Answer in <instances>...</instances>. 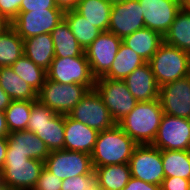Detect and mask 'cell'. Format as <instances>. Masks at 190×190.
<instances>
[{"label":"cell","mask_w":190,"mask_h":190,"mask_svg":"<svg viewBox=\"0 0 190 190\" xmlns=\"http://www.w3.org/2000/svg\"><path fill=\"white\" fill-rule=\"evenodd\" d=\"M93 168L99 175L100 187L108 190H122L131 178L128 163Z\"/></svg>","instance_id":"31"},{"label":"cell","mask_w":190,"mask_h":190,"mask_svg":"<svg viewBox=\"0 0 190 190\" xmlns=\"http://www.w3.org/2000/svg\"><path fill=\"white\" fill-rule=\"evenodd\" d=\"M43 168L44 162L39 159H29L19 153H6L0 176L11 190H33Z\"/></svg>","instance_id":"5"},{"label":"cell","mask_w":190,"mask_h":190,"mask_svg":"<svg viewBox=\"0 0 190 190\" xmlns=\"http://www.w3.org/2000/svg\"><path fill=\"white\" fill-rule=\"evenodd\" d=\"M151 145L160 150H190V119L164 113Z\"/></svg>","instance_id":"13"},{"label":"cell","mask_w":190,"mask_h":190,"mask_svg":"<svg viewBox=\"0 0 190 190\" xmlns=\"http://www.w3.org/2000/svg\"><path fill=\"white\" fill-rule=\"evenodd\" d=\"M138 144L116 123L98 133L91 153L93 167L128 163Z\"/></svg>","instance_id":"2"},{"label":"cell","mask_w":190,"mask_h":190,"mask_svg":"<svg viewBox=\"0 0 190 190\" xmlns=\"http://www.w3.org/2000/svg\"><path fill=\"white\" fill-rule=\"evenodd\" d=\"M6 153L24 154L29 159L45 161L50 151L46 144L29 130L13 131L7 136Z\"/></svg>","instance_id":"20"},{"label":"cell","mask_w":190,"mask_h":190,"mask_svg":"<svg viewBox=\"0 0 190 190\" xmlns=\"http://www.w3.org/2000/svg\"><path fill=\"white\" fill-rule=\"evenodd\" d=\"M96 190H108V189H105L99 186Z\"/></svg>","instance_id":"48"},{"label":"cell","mask_w":190,"mask_h":190,"mask_svg":"<svg viewBox=\"0 0 190 190\" xmlns=\"http://www.w3.org/2000/svg\"><path fill=\"white\" fill-rule=\"evenodd\" d=\"M11 102L12 99L0 86V111H5V109L11 104Z\"/></svg>","instance_id":"42"},{"label":"cell","mask_w":190,"mask_h":190,"mask_svg":"<svg viewBox=\"0 0 190 190\" xmlns=\"http://www.w3.org/2000/svg\"><path fill=\"white\" fill-rule=\"evenodd\" d=\"M143 12L145 28L159 32L163 37L169 31L182 8L179 0H138Z\"/></svg>","instance_id":"16"},{"label":"cell","mask_w":190,"mask_h":190,"mask_svg":"<svg viewBox=\"0 0 190 190\" xmlns=\"http://www.w3.org/2000/svg\"><path fill=\"white\" fill-rule=\"evenodd\" d=\"M128 164L131 177L161 186L165 175L160 149L151 144L137 145Z\"/></svg>","instance_id":"9"},{"label":"cell","mask_w":190,"mask_h":190,"mask_svg":"<svg viewBox=\"0 0 190 190\" xmlns=\"http://www.w3.org/2000/svg\"><path fill=\"white\" fill-rule=\"evenodd\" d=\"M107 2H110L112 5L116 3L123 2L124 0H106Z\"/></svg>","instance_id":"47"},{"label":"cell","mask_w":190,"mask_h":190,"mask_svg":"<svg viewBox=\"0 0 190 190\" xmlns=\"http://www.w3.org/2000/svg\"><path fill=\"white\" fill-rule=\"evenodd\" d=\"M59 9L55 0H22L19 12H31L34 10Z\"/></svg>","instance_id":"37"},{"label":"cell","mask_w":190,"mask_h":190,"mask_svg":"<svg viewBox=\"0 0 190 190\" xmlns=\"http://www.w3.org/2000/svg\"><path fill=\"white\" fill-rule=\"evenodd\" d=\"M6 25V22L0 17V30H2Z\"/></svg>","instance_id":"46"},{"label":"cell","mask_w":190,"mask_h":190,"mask_svg":"<svg viewBox=\"0 0 190 190\" xmlns=\"http://www.w3.org/2000/svg\"><path fill=\"white\" fill-rule=\"evenodd\" d=\"M64 19L84 51L102 33L75 9L64 12Z\"/></svg>","instance_id":"29"},{"label":"cell","mask_w":190,"mask_h":190,"mask_svg":"<svg viewBox=\"0 0 190 190\" xmlns=\"http://www.w3.org/2000/svg\"><path fill=\"white\" fill-rule=\"evenodd\" d=\"M148 63L159 87L190 75V54L165 42Z\"/></svg>","instance_id":"4"},{"label":"cell","mask_w":190,"mask_h":190,"mask_svg":"<svg viewBox=\"0 0 190 190\" xmlns=\"http://www.w3.org/2000/svg\"><path fill=\"white\" fill-rule=\"evenodd\" d=\"M24 55V42L7 24L0 30V67H9Z\"/></svg>","instance_id":"27"},{"label":"cell","mask_w":190,"mask_h":190,"mask_svg":"<svg viewBox=\"0 0 190 190\" xmlns=\"http://www.w3.org/2000/svg\"><path fill=\"white\" fill-rule=\"evenodd\" d=\"M44 167L61 180L86 175L94 170L91 155L65 149L50 151Z\"/></svg>","instance_id":"12"},{"label":"cell","mask_w":190,"mask_h":190,"mask_svg":"<svg viewBox=\"0 0 190 190\" xmlns=\"http://www.w3.org/2000/svg\"><path fill=\"white\" fill-rule=\"evenodd\" d=\"M79 0H55L56 6L63 12L74 10Z\"/></svg>","instance_id":"40"},{"label":"cell","mask_w":190,"mask_h":190,"mask_svg":"<svg viewBox=\"0 0 190 190\" xmlns=\"http://www.w3.org/2000/svg\"><path fill=\"white\" fill-rule=\"evenodd\" d=\"M182 7L187 11L190 12V0H184L182 2Z\"/></svg>","instance_id":"44"},{"label":"cell","mask_w":190,"mask_h":190,"mask_svg":"<svg viewBox=\"0 0 190 190\" xmlns=\"http://www.w3.org/2000/svg\"><path fill=\"white\" fill-rule=\"evenodd\" d=\"M8 147L7 137H0V170L5 163L6 150Z\"/></svg>","instance_id":"41"},{"label":"cell","mask_w":190,"mask_h":190,"mask_svg":"<svg viewBox=\"0 0 190 190\" xmlns=\"http://www.w3.org/2000/svg\"><path fill=\"white\" fill-rule=\"evenodd\" d=\"M32 101L12 100L4 114L9 132L27 130L30 119Z\"/></svg>","instance_id":"33"},{"label":"cell","mask_w":190,"mask_h":190,"mask_svg":"<svg viewBox=\"0 0 190 190\" xmlns=\"http://www.w3.org/2000/svg\"><path fill=\"white\" fill-rule=\"evenodd\" d=\"M9 134L4 111H0V137H7Z\"/></svg>","instance_id":"43"},{"label":"cell","mask_w":190,"mask_h":190,"mask_svg":"<svg viewBox=\"0 0 190 190\" xmlns=\"http://www.w3.org/2000/svg\"><path fill=\"white\" fill-rule=\"evenodd\" d=\"M122 190H160V186L131 177Z\"/></svg>","instance_id":"39"},{"label":"cell","mask_w":190,"mask_h":190,"mask_svg":"<svg viewBox=\"0 0 190 190\" xmlns=\"http://www.w3.org/2000/svg\"><path fill=\"white\" fill-rule=\"evenodd\" d=\"M51 36L54 43L55 58L76 57L84 53V49L71 32L65 19L51 31Z\"/></svg>","instance_id":"23"},{"label":"cell","mask_w":190,"mask_h":190,"mask_svg":"<svg viewBox=\"0 0 190 190\" xmlns=\"http://www.w3.org/2000/svg\"><path fill=\"white\" fill-rule=\"evenodd\" d=\"M0 190H11L2 180H0Z\"/></svg>","instance_id":"45"},{"label":"cell","mask_w":190,"mask_h":190,"mask_svg":"<svg viewBox=\"0 0 190 190\" xmlns=\"http://www.w3.org/2000/svg\"><path fill=\"white\" fill-rule=\"evenodd\" d=\"M122 39L109 31L102 32L84 51L92 75L97 79L111 68Z\"/></svg>","instance_id":"14"},{"label":"cell","mask_w":190,"mask_h":190,"mask_svg":"<svg viewBox=\"0 0 190 190\" xmlns=\"http://www.w3.org/2000/svg\"><path fill=\"white\" fill-rule=\"evenodd\" d=\"M22 0H0V17L10 24L18 15Z\"/></svg>","instance_id":"36"},{"label":"cell","mask_w":190,"mask_h":190,"mask_svg":"<svg viewBox=\"0 0 190 190\" xmlns=\"http://www.w3.org/2000/svg\"><path fill=\"white\" fill-rule=\"evenodd\" d=\"M143 28L145 23L138 0H124L112 5L109 32L123 39Z\"/></svg>","instance_id":"15"},{"label":"cell","mask_w":190,"mask_h":190,"mask_svg":"<svg viewBox=\"0 0 190 190\" xmlns=\"http://www.w3.org/2000/svg\"><path fill=\"white\" fill-rule=\"evenodd\" d=\"M61 187L62 180L44 167L33 190H61Z\"/></svg>","instance_id":"35"},{"label":"cell","mask_w":190,"mask_h":190,"mask_svg":"<svg viewBox=\"0 0 190 190\" xmlns=\"http://www.w3.org/2000/svg\"><path fill=\"white\" fill-rule=\"evenodd\" d=\"M112 4L106 0H79L76 11L102 32L108 31Z\"/></svg>","instance_id":"26"},{"label":"cell","mask_w":190,"mask_h":190,"mask_svg":"<svg viewBox=\"0 0 190 190\" xmlns=\"http://www.w3.org/2000/svg\"><path fill=\"white\" fill-rule=\"evenodd\" d=\"M124 82L130 93L138 102L159 99L160 87L156 82L148 62L136 68L124 79Z\"/></svg>","instance_id":"19"},{"label":"cell","mask_w":190,"mask_h":190,"mask_svg":"<svg viewBox=\"0 0 190 190\" xmlns=\"http://www.w3.org/2000/svg\"><path fill=\"white\" fill-rule=\"evenodd\" d=\"M164 42L190 54V12L183 7L164 35Z\"/></svg>","instance_id":"28"},{"label":"cell","mask_w":190,"mask_h":190,"mask_svg":"<svg viewBox=\"0 0 190 190\" xmlns=\"http://www.w3.org/2000/svg\"><path fill=\"white\" fill-rule=\"evenodd\" d=\"M164 113L159 99L137 102L135 108L117 124L138 145L152 144Z\"/></svg>","instance_id":"1"},{"label":"cell","mask_w":190,"mask_h":190,"mask_svg":"<svg viewBox=\"0 0 190 190\" xmlns=\"http://www.w3.org/2000/svg\"><path fill=\"white\" fill-rule=\"evenodd\" d=\"M99 186V175L94 169L89 174L62 180L61 190H96Z\"/></svg>","instance_id":"34"},{"label":"cell","mask_w":190,"mask_h":190,"mask_svg":"<svg viewBox=\"0 0 190 190\" xmlns=\"http://www.w3.org/2000/svg\"><path fill=\"white\" fill-rule=\"evenodd\" d=\"M164 42V37L157 31L143 28L122 39V43L139 54L146 62L156 53Z\"/></svg>","instance_id":"22"},{"label":"cell","mask_w":190,"mask_h":190,"mask_svg":"<svg viewBox=\"0 0 190 190\" xmlns=\"http://www.w3.org/2000/svg\"><path fill=\"white\" fill-rule=\"evenodd\" d=\"M89 89L80 84H62L45 79L37 100L56 114L68 115Z\"/></svg>","instance_id":"6"},{"label":"cell","mask_w":190,"mask_h":190,"mask_svg":"<svg viewBox=\"0 0 190 190\" xmlns=\"http://www.w3.org/2000/svg\"><path fill=\"white\" fill-rule=\"evenodd\" d=\"M64 132L65 150L83 152L91 155L99 133L96 129L72 119L69 115H65Z\"/></svg>","instance_id":"18"},{"label":"cell","mask_w":190,"mask_h":190,"mask_svg":"<svg viewBox=\"0 0 190 190\" xmlns=\"http://www.w3.org/2000/svg\"><path fill=\"white\" fill-rule=\"evenodd\" d=\"M64 19L61 9L34 10L19 12L10 23L23 40L51 31Z\"/></svg>","instance_id":"11"},{"label":"cell","mask_w":190,"mask_h":190,"mask_svg":"<svg viewBox=\"0 0 190 190\" xmlns=\"http://www.w3.org/2000/svg\"><path fill=\"white\" fill-rule=\"evenodd\" d=\"M65 115L56 114L38 100H32L27 130L36 134L49 151L64 149Z\"/></svg>","instance_id":"3"},{"label":"cell","mask_w":190,"mask_h":190,"mask_svg":"<svg viewBox=\"0 0 190 190\" xmlns=\"http://www.w3.org/2000/svg\"><path fill=\"white\" fill-rule=\"evenodd\" d=\"M24 55L33 63L48 70L55 58L54 43L51 33H43L23 40Z\"/></svg>","instance_id":"21"},{"label":"cell","mask_w":190,"mask_h":190,"mask_svg":"<svg viewBox=\"0 0 190 190\" xmlns=\"http://www.w3.org/2000/svg\"><path fill=\"white\" fill-rule=\"evenodd\" d=\"M165 177L190 180V150H161Z\"/></svg>","instance_id":"30"},{"label":"cell","mask_w":190,"mask_h":190,"mask_svg":"<svg viewBox=\"0 0 190 190\" xmlns=\"http://www.w3.org/2000/svg\"><path fill=\"white\" fill-rule=\"evenodd\" d=\"M145 63L147 62L144 58L121 43L110 70L103 77L124 80L136 68Z\"/></svg>","instance_id":"24"},{"label":"cell","mask_w":190,"mask_h":190,"mask_svg":"<svg viewBox=\"0 0 190 190\" xmlns=\"http://www.w3.org/2000/svg\"><path fill=\"white\" fill-rule=\"evenodd\" d=\"M68 115L98 132L116 124L95 88L89 90Z\"/></svg>","instance_id":"10"},{"label":"cell","mask_w":190,"mask_h":190,"mask_svg":"<svg viewBox=\"0 0 190 190\" xmlns=\"http://www.w3.org/2000/svg\"><path fill=\"white\" fill-rule=\"evenodd\" d=\"M0 86L12 100H37V92L11 66L0 67Z\"/></svg>","instance_id":"25"},{"label":"cell","mask_w":190,"mask_h":190,"mask_svg":"<svg viewBox=\"0 0 190 190\" xmlns=\"http://www.w3.org/2000/svg\"><path fill=\"white\" fill-rule=\"evenodd\" d=\"M159 100L163 113L190 119V75L161 86Z\"/></svg>","instance_id":"17"},{"label":"cell","mask_w":190,"mask_h":190,"mask_svg":"<svg viewBox=\"0 0 190 190\" xmlns=\"http://www.w3.org/2000/svg\"><path fill=\"white\" fill-rule=\"evenodd\" d=\"M13 71L37 93L44 85L47 78V72L42 67L33 63L28 57L23 55L14 64L11 65Z\"/></svg>","instance_id":"32"},{"label":"cell","mask_w":190,"mask_h":190,"mask_svg":"<svg viewBox=\"0 0 190 190\" xmlns=\"http://www.w3.org/2000/svg\"><path fill=\"white\" fill-rule=\"evenodd\" d=\"M160 190H190V180L181 177H165Z\"/></svg>","instance_id":"38"},{"label":"cell","mask_w":190,"mask_h":190,"mask_svg":"<svg viewBox=\"0 0 190 190\" xmlns=\"http://www.w3.org/2000/svg\"><path fill=\"white\" fill-rule=\"evenodd\" d=\"M94 88L102 97L116 123L128 115L138 102L128 90L124 80L108 79L102 76L95 80Z\"/></svg>","instance_id":"7"},{"label":"cell","mask_w":190,"mask_h":190,"mask_svg":"<svg viewBox=\"0 0 190 190\" xmlns=\"http://www.w3.org/2000/svg\"><path fill=\"white\" fill-rule=\"evenodd\" d=\"M47 72V79L62 84H80L89 90L95 87L85 52L81 56L54 58Z\"/></svg>","instance_id":"8"}]
</instances>
